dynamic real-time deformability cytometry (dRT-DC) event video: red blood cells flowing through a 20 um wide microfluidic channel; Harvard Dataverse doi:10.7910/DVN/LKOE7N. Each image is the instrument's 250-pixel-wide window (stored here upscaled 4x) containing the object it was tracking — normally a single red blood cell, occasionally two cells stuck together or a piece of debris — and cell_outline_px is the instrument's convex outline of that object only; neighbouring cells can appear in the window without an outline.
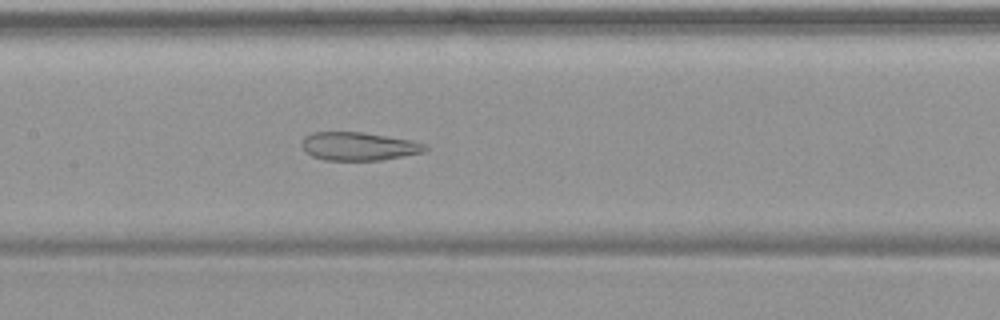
{"species": "common noctule bat (a hibernating species)", "species_latin": "Nyctalus noctula", "temperature_condition": "warm", "stored_images_in_passage": 41, "camera_frame_rate_fps": 3000, "um_per_image_px": 0.085, "animal": {"sex": "female", "body_mass_g": 19.9}, "frame": {"image": 1, "passage_image": 19, "time_ms": 6.0, "image_size_px": [1000, 320], "cell_outline_px": [[428, 148], [424, 152], [380, 160], [324, 160], [312, 156], [304, 152], [300, 144], [300, 140], [304, 136], [312, 132], [360, 132], [412, 140], [428, 144]], "centroid_in_image_um": [30.44, 12.43], "position_along_channel_um": 177.0, "area_um2": 20.52}}
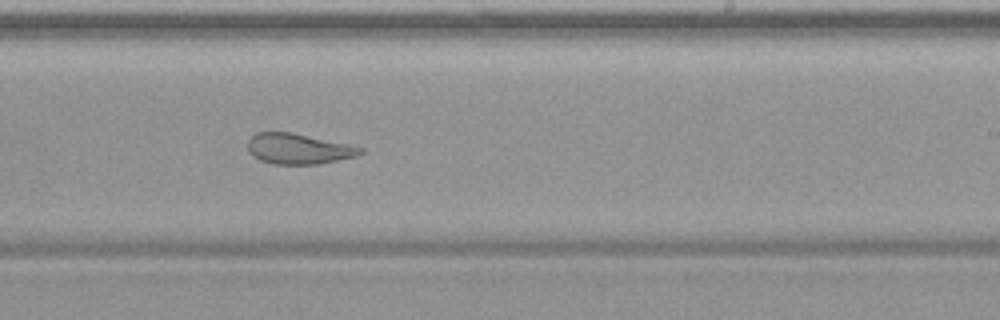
{"frame": {"image": 2, "passage_image": 26, "time_ms": 8.333, "image_size_px": [1000, 320], "cell_outline_px": [[364, 152], [356, 156], [320, 164], [276, 164], [260, 160], [252, 156], [248, 152], [248, 140], [256, 132], [292, 132], [348, 144], [364, 148]], "centroid_in_image_um": [25.36, 12.65], "position_along_channel_um": 263.6, "area_um2": 20.06}}
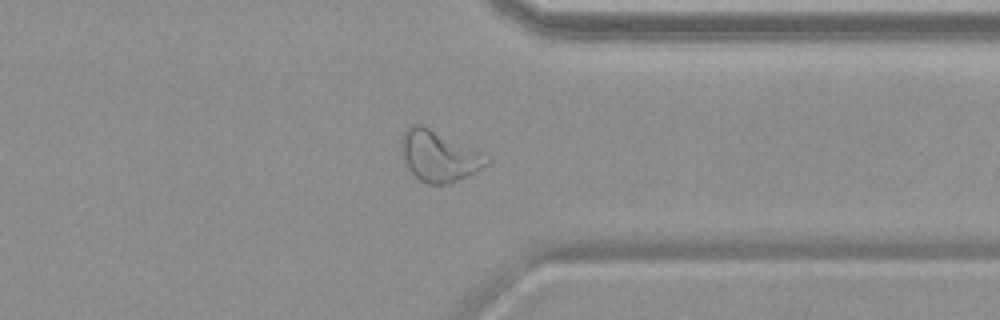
{"frame": {"image": 3, "passage_image": 35, "time_ms": 11.333, "image_size_px": [1000, 320], "cell_outline_px": [[492, 160], [488, 164], [476, 172], [448, 184], [428, 184], [420, 180], [404, 164], [400, 152], [400, 136], [412, 124], [424, 124], [480, 152]], "centroid_in_image_um": [37.26, 13.25], "position_along_channel_um": 374.1, "area_um2": 25.43}, "authors_computed_cell_mechanics": {"area_um2": 23.987, "velocity_mm_per_s": 3.7339, "shape_relaxation_time_tau1_ms": null, "shape_relaxation_time_tau2_ms": 1.7628, "deformation_change_tau1": null, "deformation_change_tau2": 0.0995}}